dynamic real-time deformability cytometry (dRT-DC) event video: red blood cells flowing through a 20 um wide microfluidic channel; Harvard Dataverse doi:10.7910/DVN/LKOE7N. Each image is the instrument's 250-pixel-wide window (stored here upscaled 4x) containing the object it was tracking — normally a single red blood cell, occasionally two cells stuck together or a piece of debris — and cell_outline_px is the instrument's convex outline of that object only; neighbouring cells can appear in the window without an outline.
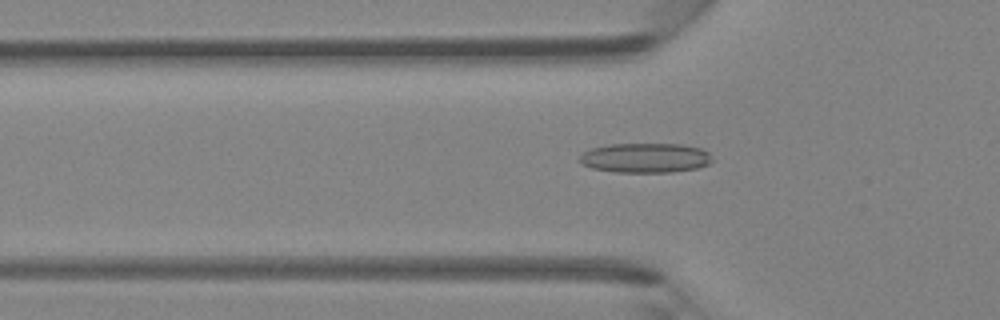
{"species": "Egyptian fruit bat (a non-hibernating species)", "species_latin": "Rousettus aegyptiacus", "temperature_condition": "room temperature", "stored_images_in_passage": 46, "camera_frame_rate_fps": 3000, "um_per_image_px": 0.085, "animal": {"sex": "female"}, "frame": {"image": 1, "passage_image": 15, "time_ms": 4.667, "image_size_px": [1000, 320], "cell_outline_px": [[712, 160], [708, 164], [696, 168], [672, 172], [616, 172], [592, 168], [580, 164], [580, 156], [584, 152], [592, 148], [608, 144], [680, 144], [700, 148], [708, 152]], "centroid_in_image_um": [54.83, 13.42], "position_along_channel_um": 71.0, "area_um2": 22.83}}
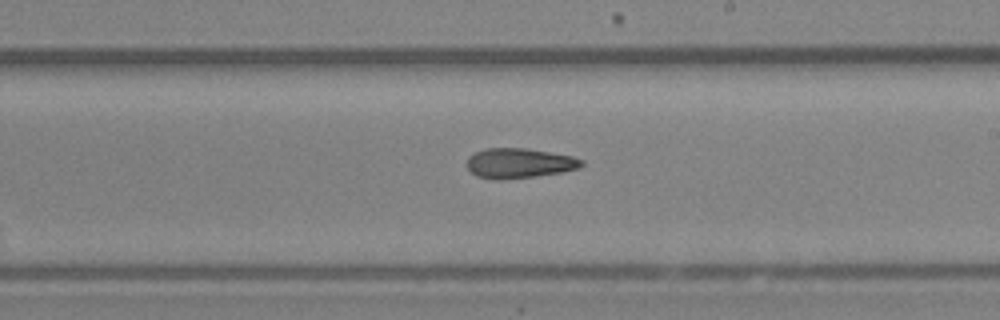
{"frame": {"image": 2, "passage_image": 27, "time_ms": 8.667, "image_size_px": [1000, 320], "cell_outline_px": [[584, 164], [580, 168], [560, 172], [536, 176], [496, 180], [476, 176], [468, 168], [468, 156], [484, 148], [524, 148], [572, 156], [584, 160]], "centroid_in_image_um": [44.14, 13.87], "position_along_channel_um": 244.9, "area_um2": 19.88}}
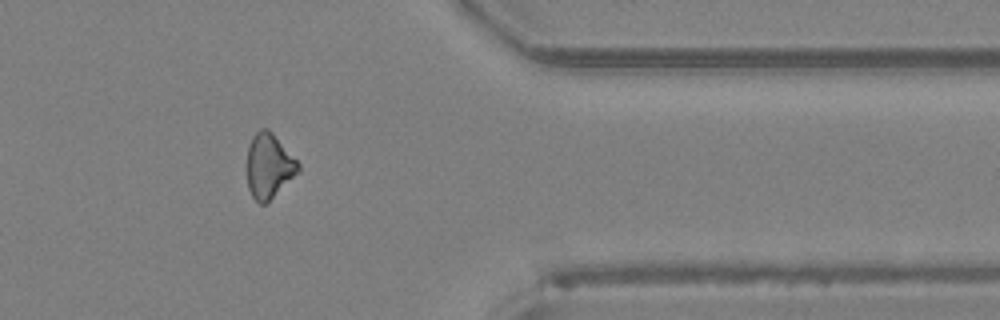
{"frame": {"image": 3, "passage_image": 38, "time_ms": 12.333, "image_size_px": [1000, 320], "cell_outline_px": [[300, 172], [264, 204], [260, 204], [252, 196], [248, 188], [248, 144], [252, 136], [260, 128], [268, 128], [272, 132], [300, 164]], "centroid_in_image_um": [22.86, 14.08], "position_along_channel_um": 388.5, "area_um2": 19.13}, "authors_computed_cell_mechanics": {"area_um2": 20.2878, "velocity_mm_per_s": 4.355, "shape_relaxation_time_tau1_ms": null, "shape_relaxation_time_tau2_ms": 3.6232, "deformation_change_tau1": null, "deformation_change_tau2": 0.1413}}